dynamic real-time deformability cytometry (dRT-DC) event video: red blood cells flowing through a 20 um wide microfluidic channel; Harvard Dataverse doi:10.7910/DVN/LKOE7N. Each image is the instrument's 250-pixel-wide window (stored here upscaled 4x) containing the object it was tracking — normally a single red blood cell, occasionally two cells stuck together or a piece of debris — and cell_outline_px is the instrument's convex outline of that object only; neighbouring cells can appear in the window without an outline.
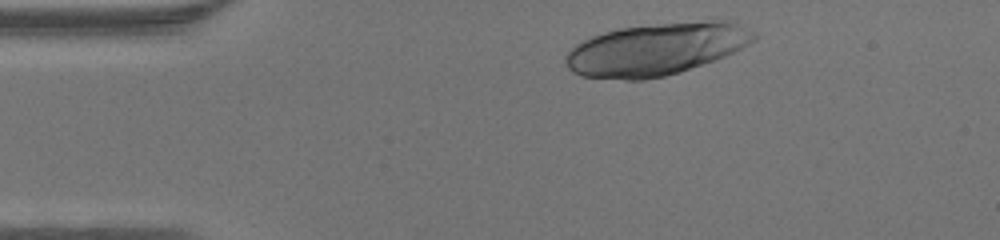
{"species": "human", "species_latin": "Homo sapiens", "temperature_condition": "warm", "stored_images_in_passage": 40, "camera_frame_rate_fps": 3000, "um_per_image_px": 0.085, "donor": {"sex": "male"}, "frame": {"image": 1, "passage_image": 2, "time_ms": 0.333, "image_size_px": [1000, 240], "cell_outline_px": [[760, 36], [756, 40], [716, 60], [680, 72], [664, 76], [644, 80], [624, 80], [580, 76], [572, 72], [564, 64], [564, 56], [580, 40], [604, 32], [620, 28], [708, 16], [720, 16], [756, 32]], "centroid_in_image_um": [55.85, 4.12], "position_along_channel_um": 29.2, "area_um2": 59.25}}